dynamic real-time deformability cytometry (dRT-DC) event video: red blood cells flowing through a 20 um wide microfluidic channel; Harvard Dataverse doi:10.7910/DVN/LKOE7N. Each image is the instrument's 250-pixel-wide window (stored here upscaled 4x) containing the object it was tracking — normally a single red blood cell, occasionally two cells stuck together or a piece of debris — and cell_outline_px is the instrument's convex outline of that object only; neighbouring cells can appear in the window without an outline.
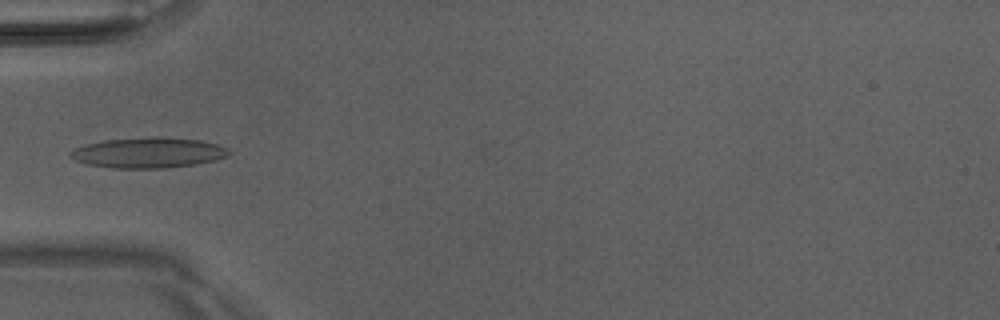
{"species": "Egyptian fruit bat (a non-hibernating species)", "species_latin": "Rousettus aegyptiacus", "temperature_condition": "room temperature", "stored_images_in_passage": 34, "camera_frame_rate_fps": 3000, "um_per_image_px": 0.085, "animal": {"sex": "male"}, "frame": {"image": 1, "passage_image": 1, "time_ms": 0.0, "image_size_px": [1000, 320], "cell_outline_px": [[232, 152], [228, 156], [216, 160], [196, 164], [164, 168], [112, 168], [88, 164], [76, 160], [68, 156], [68, 152], [84, 144], [104, 140], [200, 140], [216, 144], [228, 148]], "centroid_in_image_um": [12.59, 13.04], "position_along_channel_um": 72.4, "area_um2": 26.88}}
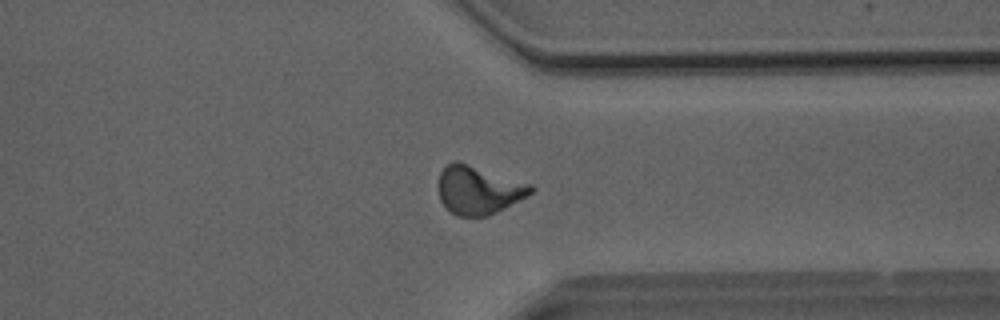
{"frame": {"image": 2, "passage_image": 23, "time_ms": 7.333, "image_size_px": [1000, 320], "cell_outline_px": [[536, 188], [528, 196], [488, 216], [456, 216], [444, 208], [440, 200], [440, 172], [452, 160], [460, 160], [532, 184]], "centroid_in_image_um": [40.69, 16.14], "position_along_channel_um": 370.7, "area_um2": 26.36}}
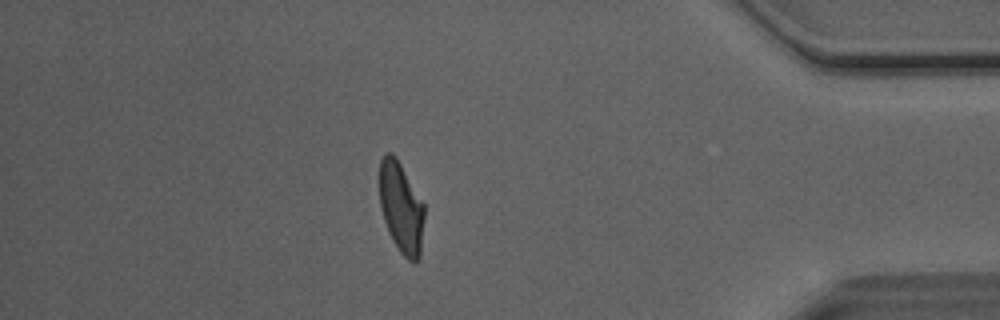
{"frame": {"image": 3, "passage_image": 28, "time_ms": 9.0, "image_size_px": [1000, 320], "cell_outline_px": [[424, 216], [420, 256], [416, 260], [408, 260], [400, 252], [392, 240], [388, 232], [384, 220], [380, 204], [380, 160], [384, 152], [392, 152], [396, 156], [424, 204]], "centroid_in_image_um": [34.09, 17.62], "position_along_channel_um": 401.1, "area_um2": 23.64}, "authors_computed_cell_mechanics": {"area_um2": 24.4494, "velocity_mm_per_s": 4.0826, "shape_relaxation_time_tau1_ms": 6.279, "shape_relaxation_time_tau2_ms": 1.2236, "deformation_change_tau1": 0.2261, "deformation_change_tau2": 0.0887}}